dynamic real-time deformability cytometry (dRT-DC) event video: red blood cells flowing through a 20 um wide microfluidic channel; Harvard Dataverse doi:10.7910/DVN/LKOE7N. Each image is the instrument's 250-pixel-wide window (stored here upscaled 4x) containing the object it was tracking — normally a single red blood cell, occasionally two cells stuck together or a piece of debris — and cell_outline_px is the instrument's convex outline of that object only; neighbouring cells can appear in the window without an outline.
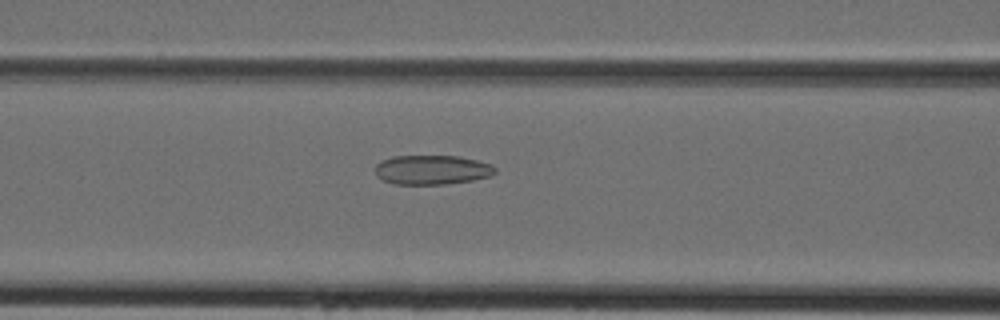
{"species": "Egyptian fruit bat (a non-hibernating species)", "species_latin": "Rousettus aegyptiacus", "temperature_condition": "cold", "stored_images_in_passage": 43, "camera_frame_rate_fps": 3000, "um_per_image_px": 0.085, "animal": {"sex": "female"}, "frame": {"image": 1, "passage_image": 17, "time_ms": 5.333, "image_size_px": [1000, 320], "cell_outline_px": [[496, 172], [492, 176], [472, 180], [444, 184], [392, 184], [376, 176], [376, 164], [380, 160], [392, 156], [456, 156], [476, 160], [492, 164], [496, 168]], "centroid_in_image_um": [36.71, 14.43], "position_along_channel_um": 129.9, "area_um2": 20.63}}
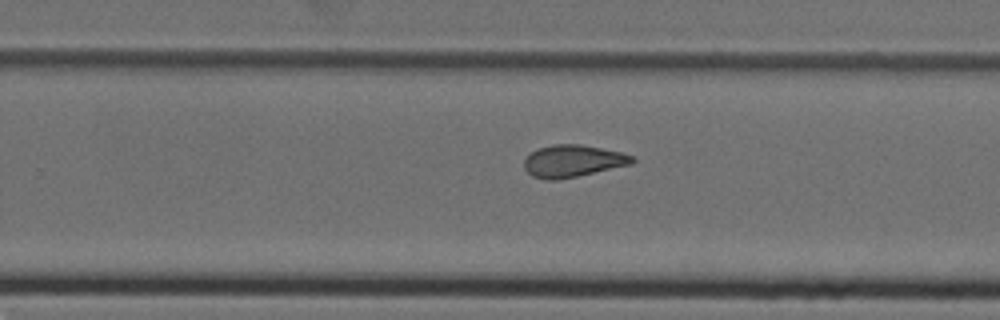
{"frame": {"image": 2, "passage_image": 27, "time_ms": 8.667, "image_size_px": [1000, 320], "cell_outline_px": [[636, 160], [632, 164], [576, 176], [556, 180], [548, 180], [532, 176], [524, 168], [524, 160], [536, 148], [552, 144], [580, 144], [620, 152], [632, 156]], "centroid_in_image_um": [48.66, 13.68], "position_along_channel_um": 281.1, "area_um2": 20.06}}
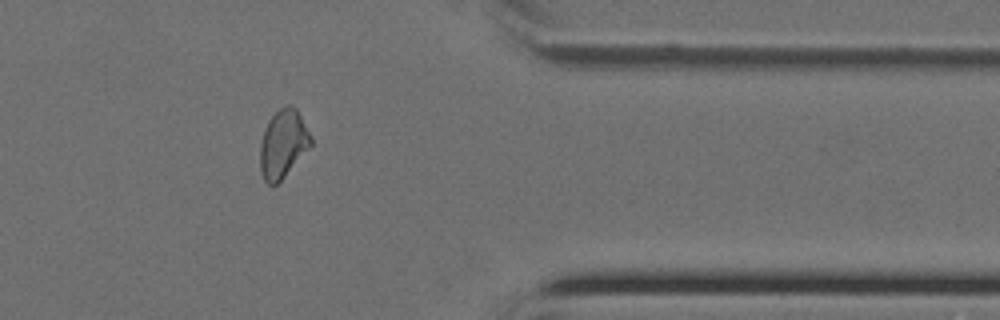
{"frame": {"image": 3, "passage_image": 35, "time_ms": 11.333, "image_size_px": [1000, 320], "cell_outline_px": [[312, 144], [284, 176], [276, 184], [268, 184], [264, 180], [260, 172], [260, 144], [264, 128], [268, 120], [280, 108], [288, 104], [292, 104], [296, 108], [312, 140]], "centroid_in_image_um": [24.02, 12.21], "position_along_channel_um": 387.4, "area_um2": 19.83}}